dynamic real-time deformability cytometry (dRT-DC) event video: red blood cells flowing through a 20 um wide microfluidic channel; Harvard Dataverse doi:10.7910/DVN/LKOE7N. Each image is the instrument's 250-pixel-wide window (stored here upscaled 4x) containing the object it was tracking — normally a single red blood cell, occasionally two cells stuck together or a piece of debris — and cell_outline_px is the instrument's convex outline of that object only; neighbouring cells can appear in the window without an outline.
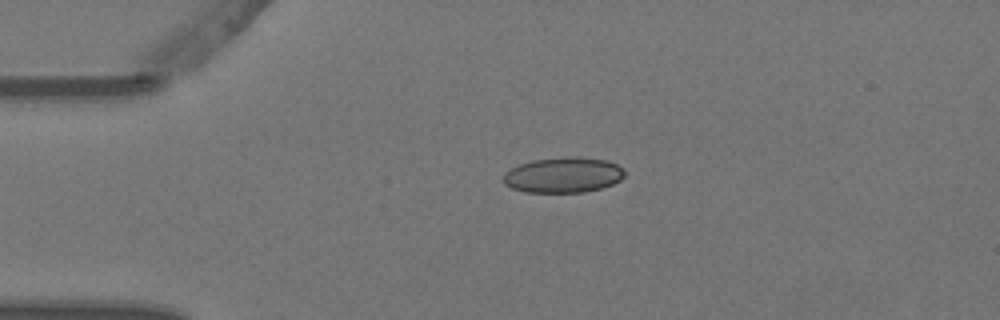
{"species": "Egyptian fruit bat (a non-hibernating species)", "species_latin": "Rousettus aegyptiacus", "temperature_condition": "warm", "stored_images_in_passage": 2, "camera_frame_rate_fps": 3000, "um_per_image_px": 0.085, "animal": {"sex": "female"}, "frame": {"image": 1, "passage_image": 1, "time_ms": 0.0, "image_size_px": [1000, 320], "cell_outline_px": [[624, 176], [620, 180], [612, 184], [600, 188], [584, 192], [524, 192], [512, 188], [504, 184], [504, 172], [520, 164], [532, 160], [564, 156], [576, 156], [608, 160], [616, 164], [624, 172]], "centroid_in_image_um": [47.86, 14.86], "position_along_channel_um": 37.1, "area_um2": 25.09}}
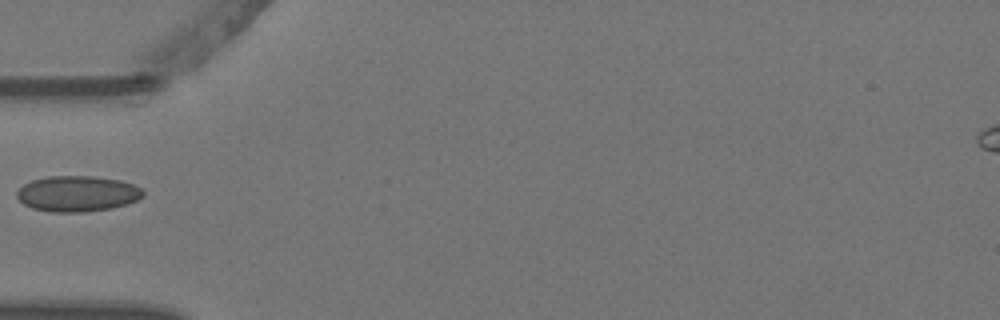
{"frame": {"image": 2, "passage_image": 2, "time_ms": 0.333, "image_size_px": [1000, 320], "cell_outline_px": [[144, 196], [136, 200], [112, 208], [84, 212], [48, 212], [32, 208], [24, 204], [16, 196], [16, 192], [24, 184], [32, 180], [48, 176], [92, 176], [120, 180], [132, 184], [140, 188], [144, 192]], "centroid_in_image_um": [6.55, 16.46], "position_along_channel_um": 78.4, "area_um2": 26.24}}